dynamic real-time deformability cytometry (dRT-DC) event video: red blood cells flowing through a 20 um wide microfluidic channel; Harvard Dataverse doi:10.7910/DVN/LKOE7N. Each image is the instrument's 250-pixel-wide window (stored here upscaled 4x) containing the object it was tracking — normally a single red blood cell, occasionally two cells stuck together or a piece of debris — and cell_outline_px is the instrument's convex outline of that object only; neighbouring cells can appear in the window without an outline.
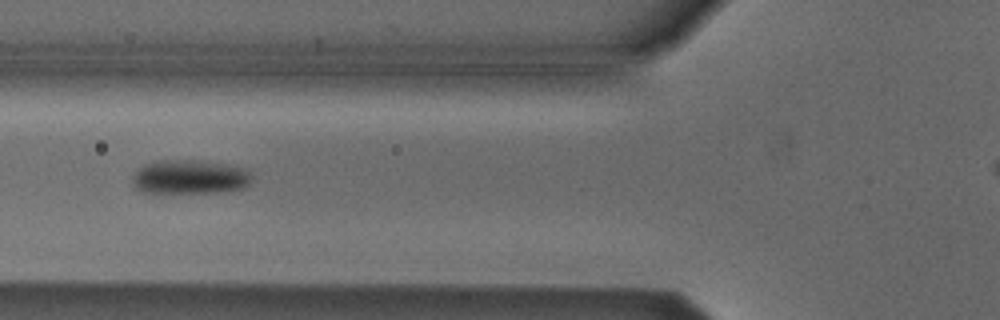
{"species": "Egyptian fruit bat (a non-hibernating species)", "species_latin": "Rousettus aegyptiacus", "temperature_condition": "cold", "stored_images_in_passage": 39, "camera_frame_rate_fps": 3000, "um_per_image_px": 0.085, "animal": {"sex": "male"}, "frame": {"image": 1, "passage_image": 11, "time_ms": 3.333, "image_size_px": [1000, 320], "cell_outline_px": [[252, 180], [244, 188], [228, 192], [144, 192], [136, 188], [132, 184], [132, 180], [136, 172], [144, 164], [156, 160], [196, 160], [228, 164], [244, 168], [252, 176]], "centroid_in_image_um": [16.16, 15.04], "position_along_channel_um": 109.6, "area_um2": 23.81}}
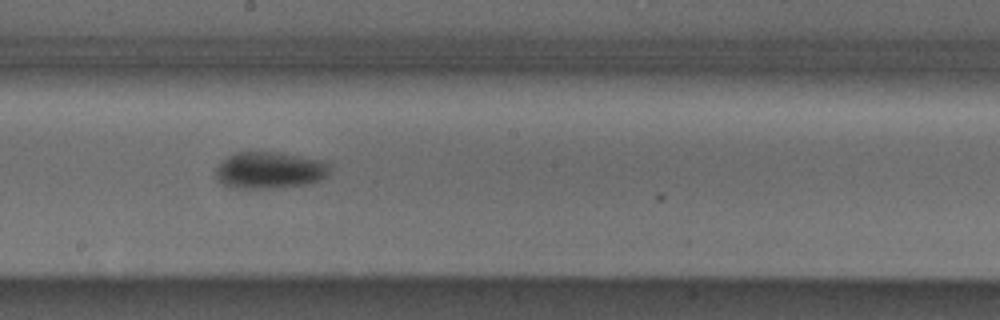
{"frame": {"image": 2, "passage_image": 20, "time_ms": 6.333, "image_size_px": [1000, 320], "cell_outline_px": [[328, 176], [320, 180], [308, 184], [276, 188], [228, 188], [216, 180], [216, 168], [232, 152], [280, 152], [320, 160], [328, 164]], "centroid_in_image_um": [22.88, 14.48], "position_along_channel_um": 225.3, "area_um2": 24.57}}
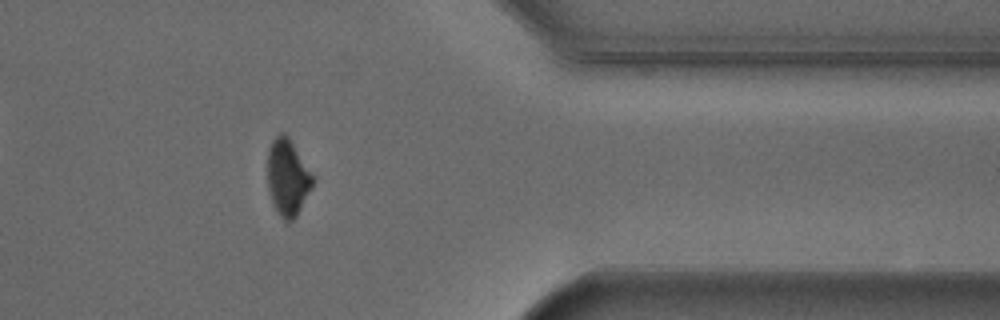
{"frame": {"image": 3, "passage_image": 34, "time_ms": 11.0, "image_size_px": [1000, 320], "cell_outline_px": [[316, 180], [312, 188], [296, 216], [292, 220], [284, 220], [276, 212], [268, 188], [268, 148], [272, 140], [280, 132], [284, 132], [288, 136], [316, 176]], "centroid_in_image_um": [24.48, 15.05], "position_along_channel_um": 386.9, "area_um2": 20.46}, "authors_computed_cell_mechanics": {"area_um2": 23.4668, "velocity_mm_per_s": 3.8574, "shape_relaxation_time_tau1_ms": 8.0594, "shape_relaxation_time_tau2_ms": null, "deformation_change_tau1": 0.1505, "deformation_change_tau2": null}}